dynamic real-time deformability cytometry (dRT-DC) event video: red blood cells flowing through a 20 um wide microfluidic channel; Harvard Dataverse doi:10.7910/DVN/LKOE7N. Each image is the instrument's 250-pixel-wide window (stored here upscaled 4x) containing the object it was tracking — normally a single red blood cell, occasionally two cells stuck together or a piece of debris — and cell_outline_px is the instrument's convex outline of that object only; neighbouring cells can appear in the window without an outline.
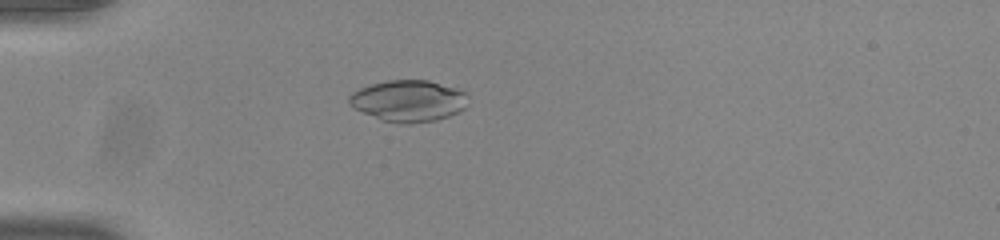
{"species": "common noctule bat (a hibernating species)", "species_latin": "Nyctalus noctula", "temperature_condition": "room temperature", "stored_images_in_passage": 40, "camera_frame_rate_fps": 3000, "um_per_image_px": 0.085, "animal": {"sex": "male", "body_mass_g": 20.0, "forearm_length_mm": 53.3}, "frame": {"image": 1, "passage_image": 3, "time_ms": 0.667, "image_size_px": [1000, 240], "cell_outline_px": [[468, 104], [464, 108], [448, 116], [436, 120], [408, 124], [400, 124], [380, 120], [352, 108], [348, 104], [348, 96], [352, 92], [360, 88], [372, 84], [388, 80], [428, 80], [456, 88], [464, 92], [468, 96]], "centroid_in_image_um": [34.68, 8.58], "position_along_channel_um": 50.3, "area_um2": 28.96}}
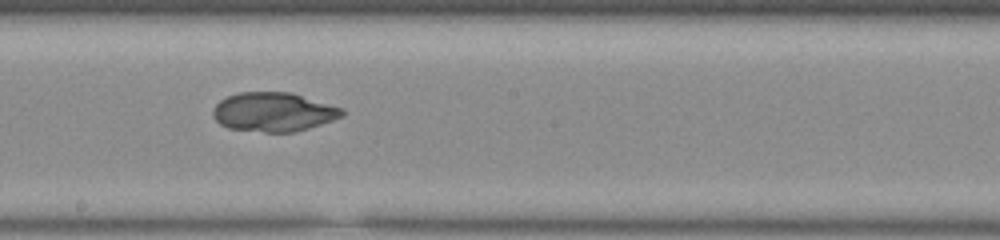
{"frame": {"image": 2, "passage_image": 18, "time_ms": 5.667, "image_size_px": [1000, 240], "cell_outline_px": [[344, 116], [296, 132], [264, 132], [228, 128], [220, 124], [212, 116], [212, 108], [220, 100], [236, 92], [292, 92], [344, 108]], "centroid_in_image_um": [23.24, 9.51], "position_along_channel_um": 225.0, "area_um2": 29.65}}
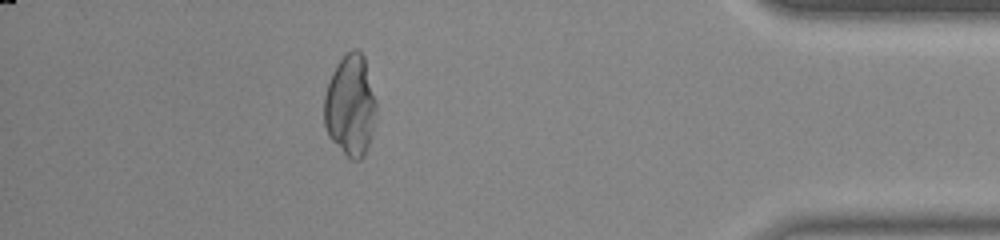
{"frame": {"image": 3, "passage_image": 35, "time_ms": 11.333, "image_size_px": [1000, 240], "cell_outline_px": [[376, 112], [368, 144], [360, 160], [352, 160], [328, 136], [324, 124], [324, 96], [332, 72], [336, 64], [352, 48], [356, 48], [364, 56], [376, 100]], "centroid_in_image_um": [29.77, 8.93], "position_along_channel_um": 405.4, "area_um2": 30.4}, "authors_computed_cell_mechanics": {"area_um2": 29.8826, "velocity_mm_per_s": 3.8837, "shape_relaxation_time_tau1_ms": null, "shape_relaxation_time_tau2_ms": 1.4348, "deformation_change_tau1": null, "deformation_change_tau2": 0.0428}}